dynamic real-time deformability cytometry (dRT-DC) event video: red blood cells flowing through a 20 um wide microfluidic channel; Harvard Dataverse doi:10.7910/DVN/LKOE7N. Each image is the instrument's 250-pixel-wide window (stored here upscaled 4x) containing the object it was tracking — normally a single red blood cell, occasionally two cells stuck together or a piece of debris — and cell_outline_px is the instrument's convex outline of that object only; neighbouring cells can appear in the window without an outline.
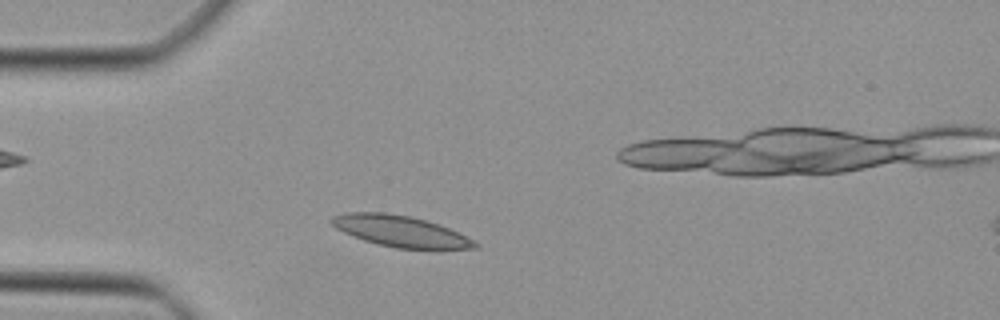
{"species": "Egyptian fruit bat (a non-hibernating species)", "species_latin": "Rousettus aegyptiacus", "temperature_condition": "cold", "stored_images_in_passage": 40, "camera_frame_rate_fps": 3000, "um_per_image_px": 0.085, "animal": {"sex": "female"}, "frame": {"image": 1, "passage_image": 5, "time_ms": 1.333, "image_size_px": [1000, 320], "cell_outline_px": [[480, 248], [396, 248], [376, 244], [352, 236], [336, 228], [328, 220], [332, 216], [344, 212], [384, 212], [408, 216], [428, 220], [440, 224], [480, 244]], "centroid_in_image_um": [33.97, 19.63], "position_along_channel_um": 51.0, "area_um2": 25.84}}
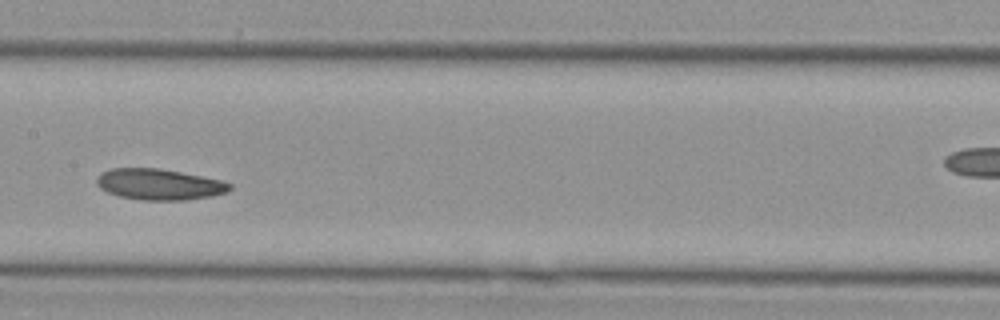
{"frame": {"image": 2, "passage_image": 16, "time_ms": 5.0, "image_size_px": [1000, 320], "cell_outline_px": [[232, 188], [228, 192], [212, 196], [184, 200], [140, 200], [120, 196], [108, 192], [100, 188], [96, 184], [96, 180], [104, 172], [112, 168], [160, 168], [220, 180], [232, 184]], "centroid_in_image_um": [13.55, 15.68], "position_along_channel_um": 193.8, "area_um2": 23.87}}
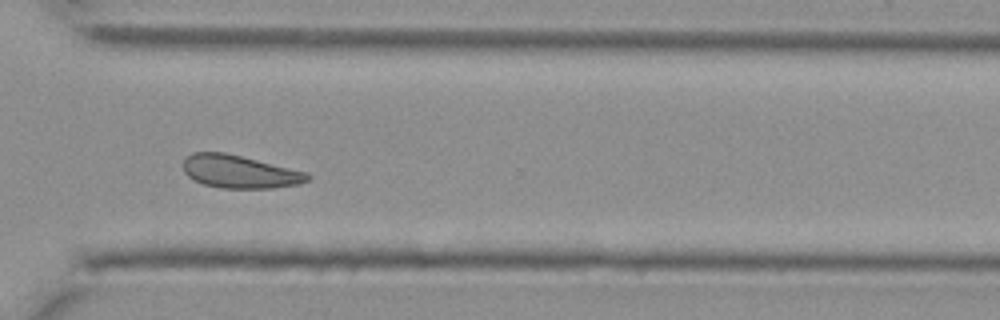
{"frame": {"image": 3, "passage_image": 27, "time_ms": 8.667, "image_size_px": [1000, 320], "cell_outline_px": [[312, 176], [308, 180], [300, 184], [272, 188], [220, 188], [204, 184], [192, 180], [184, 172], [184, 160], [192, 152], [224, 152], [308, 172]], "centroid_in_image_um": [20.38, 14.6], "position_along_channel_um": 350.2, "area_um2": 23.87}}